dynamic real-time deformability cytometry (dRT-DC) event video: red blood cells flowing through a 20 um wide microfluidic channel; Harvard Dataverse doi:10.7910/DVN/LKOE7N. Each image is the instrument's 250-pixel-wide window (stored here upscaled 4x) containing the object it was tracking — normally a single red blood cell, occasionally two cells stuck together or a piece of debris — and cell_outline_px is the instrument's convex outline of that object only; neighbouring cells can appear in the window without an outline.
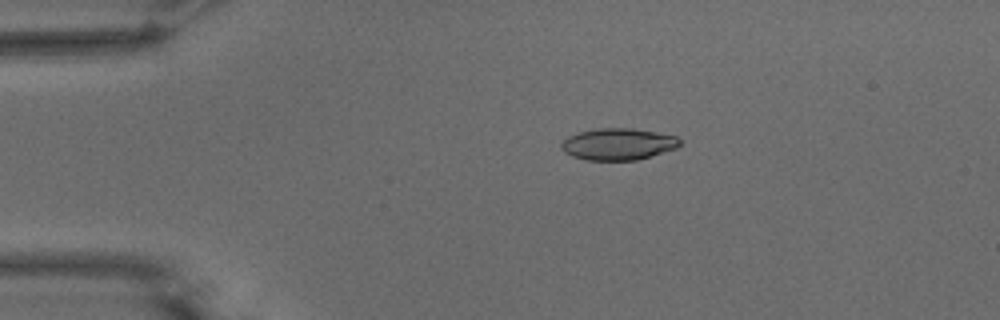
{"species": "common noctule bat (a hibernating species)", "species_latin": "Nyctalus noctula", "temperature_condition": "warm", "stored_images_in_passage": 51, "camera_frame_rate_fps": 3000, "um_per_image_px": 0.085, "animal": {"sex": "male", "body_mass_g": 15.6}, "frame": {"image": 1, "passage_image": 8, "time_ms": 2.333, "image_size_px": [1000, 320], "cell_outline_px": [[680, 144], [676, 148], [636, 160], [584, 160], [572, 156], [564, 152], [560, 148], [560, 144], [568, 136], [580, 132], [596, 128], [632, 128], [676, 136], [680, 140]], "centroid_in_image_um": [52.49, 12.25], "position_along_channel_um": 32.5, "area_um2": 21.79}}
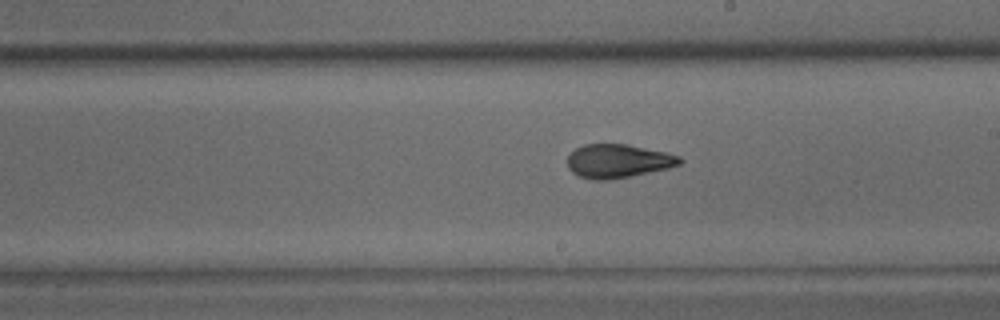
{"frame": {"image": 2, "passage_image": 28, "time_ms": 9.0, "image_size_px": [1000, 320], "cell_outline_px": [[684, 160], [680, 164], [668, 168], [608, 180], [592, 180], [580, 176], [572, 172], [568, 168], [568, 156], [576, 148], [584, 144], [624, 144], [664, 152], [680, 156]], "centroid_in_image_um": [52.51, 13.69], "position_along_channel_um": 236.5, "area_um2": 21.73}}
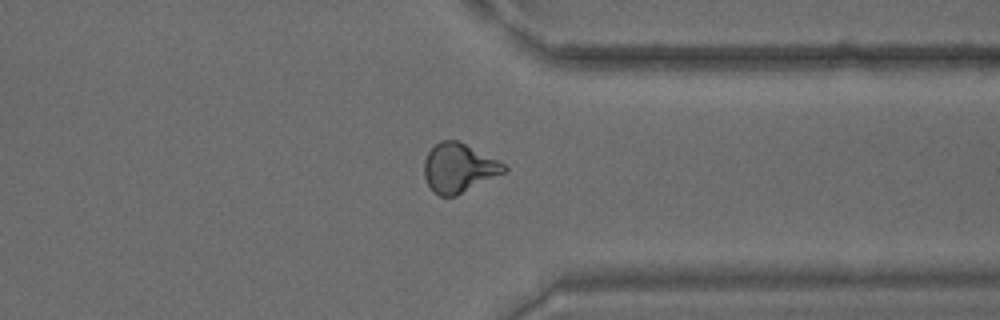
{"frame": {"image": 3, "passage_image": 39, "time_ms": 12.667, "image_size_px": [1000, 320], "cell_outline_px": [[508, 168], [504, 172], [456, 196], [440, 196], [432, 192], [424, 176], [424, 160], [428, 152], [440, 140], [456, 140], [504, 164]], "centroid_in_image_um": [38.94, 14.29], "position_along_channel_um": 372.5, "area_um2": 22.37}, "authors_computed_cell_mechanics": {"area_um2": 22.0218, "velocity_mm_per_s": 3.7697, "shape_relaxation_time_tau1_ms": 6.9383, "shape_relaxation_time_tau2_ms": 1.9227, "deformation_change_tau1": 0.2023, "deformation_change_tau2": 0.0834}}